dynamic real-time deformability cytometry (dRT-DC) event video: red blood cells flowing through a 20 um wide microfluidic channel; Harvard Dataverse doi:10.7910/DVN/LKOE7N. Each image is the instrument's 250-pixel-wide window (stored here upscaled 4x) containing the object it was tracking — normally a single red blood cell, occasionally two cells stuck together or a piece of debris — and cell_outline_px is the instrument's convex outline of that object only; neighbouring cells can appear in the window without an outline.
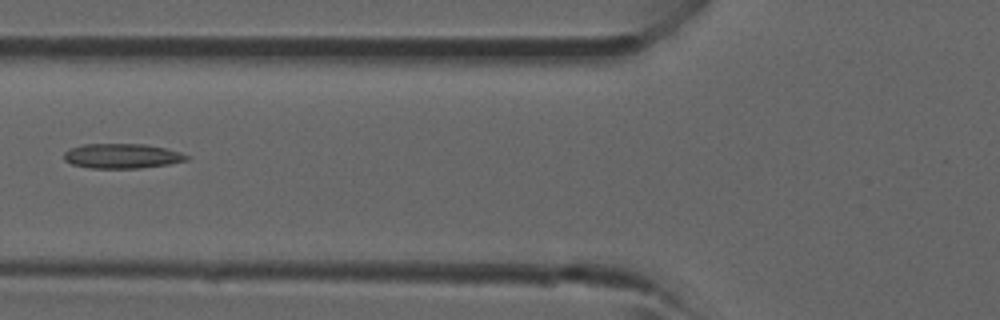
{"species": "common noctule bat (a hibernating species)", "species_latin": "Nyctalus noctula", "temperature_condition": "room temperature", "stored_images_in_passage": 5, "camera_frame_rate_fps": 3000, "um_per_image_px": 0.085, "animal": {"sex": "male", "forearm_length_mm": 52.5}, "frame": {"image": 1, "passage_image": 5, "time_ms": 4.667, "image_size_px": [1000, 320], "cell_outline_px": [[188, 160], [168, 164], [140, 168], [92, 168], [72, 164], [64, 160], [64, 152], [72, 148], [84, 144], [144, 144], [168, 148], [180, 152], [188, 156]], "centroid_in_image_um": [10.39, 13.26], "position_along_channel_um": 115.4, "area_um2": 17.63}}